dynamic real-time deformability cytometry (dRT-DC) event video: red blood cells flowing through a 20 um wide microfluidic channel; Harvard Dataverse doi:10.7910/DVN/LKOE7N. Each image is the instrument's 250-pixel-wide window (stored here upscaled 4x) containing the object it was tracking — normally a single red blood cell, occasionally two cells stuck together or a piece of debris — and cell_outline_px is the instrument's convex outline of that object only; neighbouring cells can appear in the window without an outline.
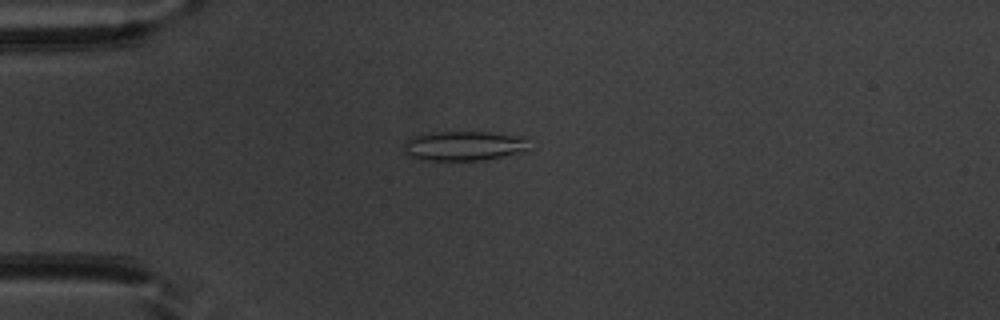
{"species": "common noctule bat (a hibernating species)", "species_latin": "Nyctalus noctula", "temperature_condition": "warm", "stored_images_in_passage": 52, "camera_frame_rate_fps": 3000, "um_per_image_px": 0.085, "animal": {"sex": "male", "body_mass_g": 20.1, "forearm_length_mm": 53.5}, "frame": {"image": 1, "passage_image": 14, "time_ms": 4.333, "image_size_px": [1000, 320], "cell_outline_px": [[528, 148], [516, 152], [500, 156], [480, 160], [420, 160], [404, 152], [404, 140], [408, 136], [420, 132], [488, 132], [516, 136], [524, 140]], "centroid_in_image_um": [39.22, 12.38], "position_along_channel_um": 45.8, "area_um2": 21.33}}
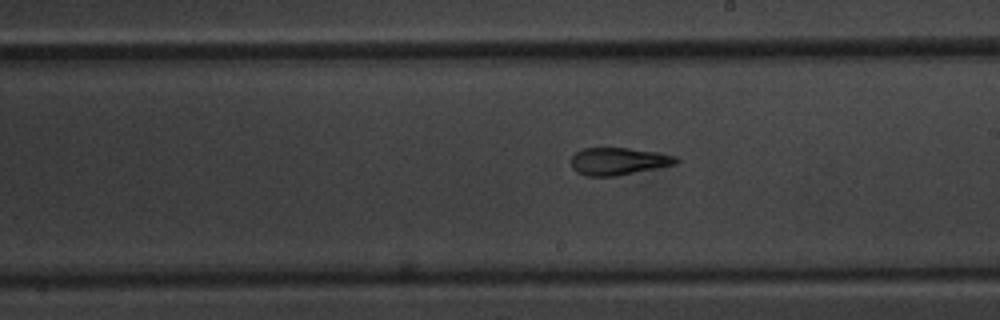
{"frame": {"image": 2, "passage_image": 30, "time_ms": 9.667, "image_size_px": [1000, 320], "cell_outline_px": [[680, 160], [676, 164], [616, 176], [588, 176], [576, 172], [572, 168], [572, 156], [576, 152], [584, 148], [628, 148], [656, 152], [676, 156]], "centroid_in_image_um": [52.56, 13.71], "position_along_channel_um": 236.4, "area_um2": 16.65}}
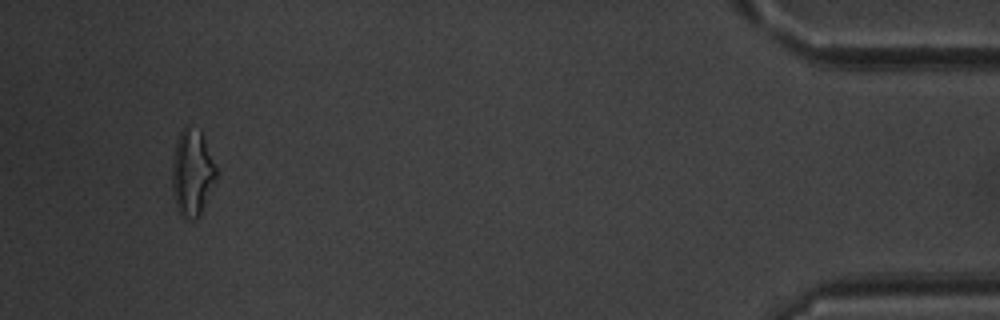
{"frame": {"image": 3, "passage_image": 49, "time_ms": 16.0, "image_size_px": [1000, 320], "cell_outline_px": [[216, 180], [200, 216], [196, 220], [184, 220], [180, 216], [176, 208], [172, 192], [172, 168], [176, 144], [180, 132], [184, 124], [188, 124], [200, 128], [216, 164]], "centroid_in_image_um": [16.34, 14.7], "position_along_channel_um": 418.9, "area_um2": 22.89}, "authors_computed_cell_mechanics": {"area_um2": 18.6116, "velocity_mm_per_s": 3.967, "shape_relaxation_time_tau1_ms": 6.0546, "shape_relaxation_time_tau2_ms": 2.1651, "deformation_change_tau1": 0.2167, "deformation_change_tau2": 0.1283}}